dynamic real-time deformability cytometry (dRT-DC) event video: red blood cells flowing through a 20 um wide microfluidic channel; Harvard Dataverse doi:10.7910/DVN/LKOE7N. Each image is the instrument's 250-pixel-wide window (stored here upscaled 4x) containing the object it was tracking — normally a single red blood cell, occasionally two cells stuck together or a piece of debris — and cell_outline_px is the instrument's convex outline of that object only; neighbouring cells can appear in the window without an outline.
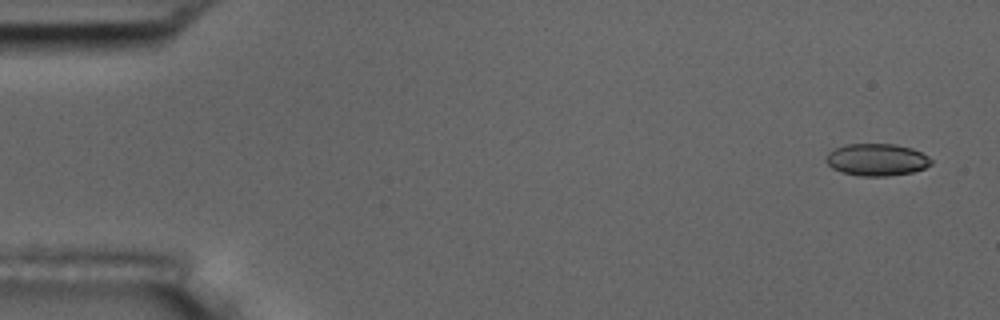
{"species": "common noctule bat (a hibernating species)", "species_latin": "Nyctalus noctula", "temperature_condition": "room temperature", "stored_images_in_passage": 4, "camera_frame_rate_fps": 3000, "um_per_image_px": 0.085, "animal": {"sex": "male", "body_mass_g": 17.5, "forearm_length_mm": 52.3}, "frame": {"image": 1, "passage_image": 1, "time_ms": 0.0, "image_size_px": [1000, 320], "cell_outline_px": [[932, 164], [924, 168], [912, 172], [888, 176], [860, 176], [840, 172], [832, 168], [824, 160], [828, 152], [844, 144], [896, 144], [912, 148], [928, 156], [932, 160]], "centroid_in_image_um": [74.5, 13.57], "position_along_channel_um": 10.5, "area_um2": 19.83}}